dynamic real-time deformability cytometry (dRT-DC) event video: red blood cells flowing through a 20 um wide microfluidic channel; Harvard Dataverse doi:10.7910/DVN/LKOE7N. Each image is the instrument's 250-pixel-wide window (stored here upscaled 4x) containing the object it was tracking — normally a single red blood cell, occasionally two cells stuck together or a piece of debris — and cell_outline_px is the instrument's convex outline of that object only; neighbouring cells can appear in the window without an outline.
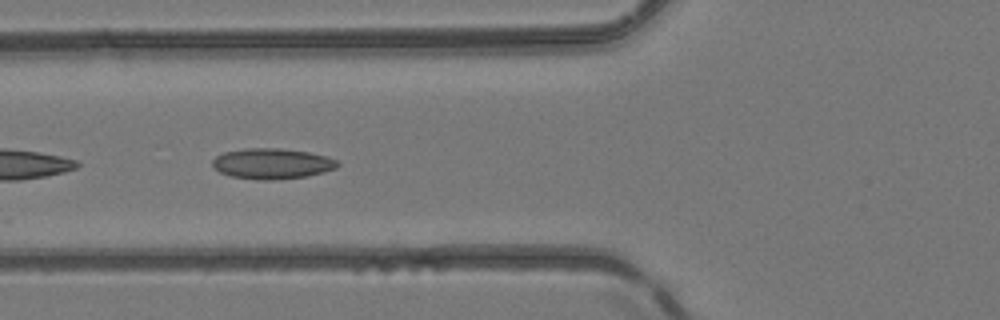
{"species": "common noctule bat (a hibernating species)", "species_latin": "Nyctalus noctula", "temperature_condition": "room temperature", "stored_images_in_passage": 6, "camera_frame_rate_fps": 3000, "um_per_image_px": 0.085, "animal": {"sex": "female", "body_mass_g": 24.6, "forearm_length_mm": 56.2}, "frame": {"image": 1, "passage_image": 4, "time_ms": 1.0, "image_size_px": [1000, 320], "cell_outline_px": [[340, 164], [336, 168], [324, 172], [304, 176], [272, 180], [264, 180], [232, 176], [220, 172], [212, 168], [212, 160], [216, 156], [224, 152], [244, 148], [280, 148], [308, 152], [328, 156], [336, 160]], "centroid_in_image_um": [23.11, 13.89], "position_along_channel_um": 102.7, "area_um2": 22.25}}